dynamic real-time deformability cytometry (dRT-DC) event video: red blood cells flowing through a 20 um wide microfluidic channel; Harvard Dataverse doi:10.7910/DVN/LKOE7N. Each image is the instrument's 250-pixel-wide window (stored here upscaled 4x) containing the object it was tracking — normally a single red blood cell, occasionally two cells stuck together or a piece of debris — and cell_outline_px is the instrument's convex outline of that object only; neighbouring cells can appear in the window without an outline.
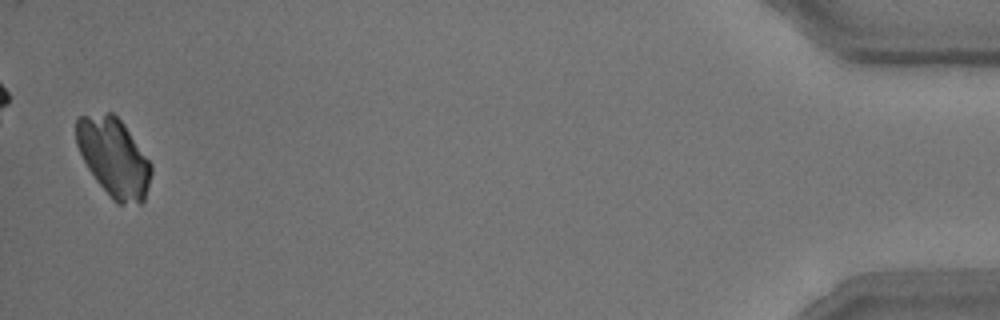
{"species": "common noctule bat (a hibernating species)", "species_latin": "Nyctalus noctula", "temperature_condition": "room temperature", "stored_images_in_passage": 51, "camera_frame_rate_fps": 3000, "um_per_image_px": 0.085, "animal": {"sex": "male", "body_mass_g": 15.6}, "frame": {"image": 1, "passage_image": 50, "time_ms": 16.333, "image_size_px": [1000, 320], "cell_outline_px": [[152, 172], [144, 200], [140, 204], [116, 204], [112, 200], [96, 180], [88, 168], [76, 144], [76, 120], [80, 116], [108, 112], [112, 112], [124, 124], [152, 164]], "centroid_in_image_um": [9.67, 13.39], "position_along_channel_um": 425.5, "area_um2": 34.28}}